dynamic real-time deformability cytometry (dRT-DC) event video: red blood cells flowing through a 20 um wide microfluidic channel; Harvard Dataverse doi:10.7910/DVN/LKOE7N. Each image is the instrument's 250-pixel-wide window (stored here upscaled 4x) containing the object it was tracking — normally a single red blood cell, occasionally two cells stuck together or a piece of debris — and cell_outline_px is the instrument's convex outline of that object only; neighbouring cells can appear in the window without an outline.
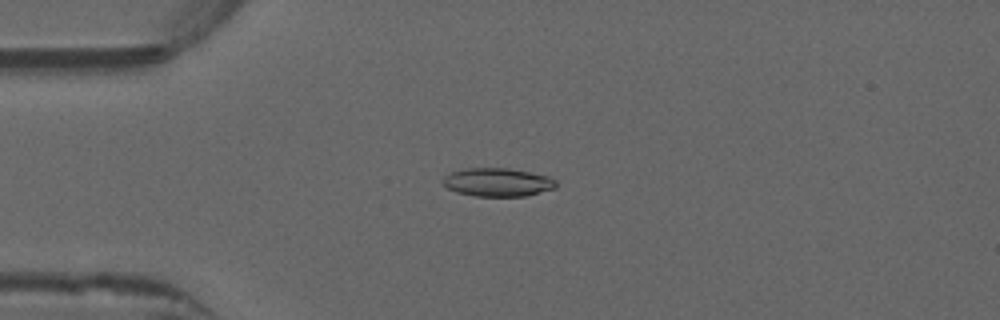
{"species": "common noctule bat (a hibernating species)", "species_latin": "Nyctalus noctula", "temperature_condition": "warm", "stored_images_in_passage": 47, "camera_frame_rate_fps": 3000, "um_per_image_px": 0.085, "animal": {"sex": "male", "forearm_length_mm": 52.5}, "frame": {"image": 1, "passage_image": 8, "time_ms": 2.333, "image_size_px": [1000, 320], "cell_outline_px": [[556, 188], [524, 196], [476, 196], [456, 192], [448, 188], [440, 180], [444, 176], [452, 172], [468, 168], [508, 168], [548, 176], [556, 180]], "centroid_in_image_um": [42.28, 15.49], "position_along_channel_um": 42.7, "area_um2": 18.61}}
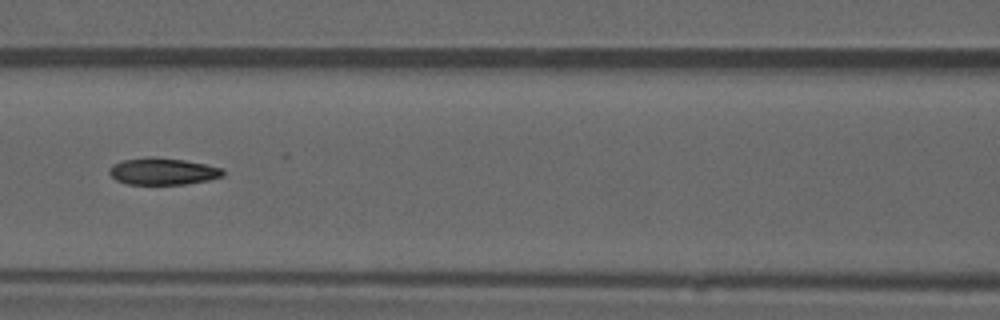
{"frame": {"image": 2, "passage_image": 18, "time_ms": 5.667, "image_size_px": [1000, 320], "cell_outline_px": [[224, 176], [208, 180], [188, 184], [128, 184], [116, 180], [108, 172], [108, 168], [112, 164], [124, 160], [148, 156], [152, 156], [184, 160], [224, 168]], "centroid_in_image_um": [13.84, 14.56], "position_along_channel_um": 152.8, "area_um2": 17.92}}
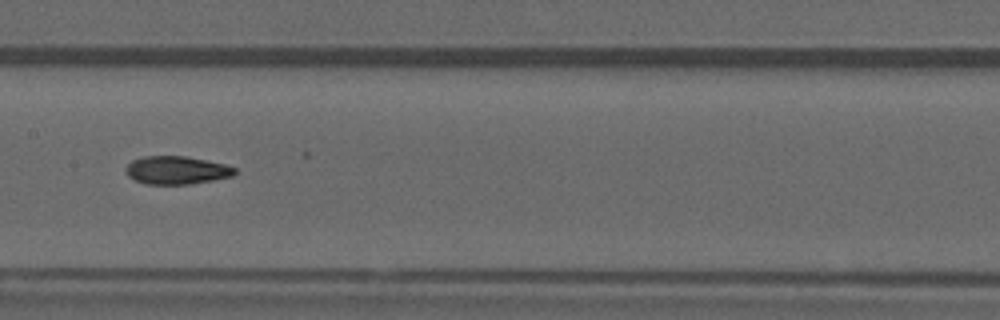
{"frame": {"image": 3, "passage_image": 21, "time_ms": 6.667, "image_size_px": [1000, 320], "cell_outline_px": [[236, 172], [232, 176], [212, 180], [188, 184], [144, 184], [128, 176], [124, 172], [124, 168], [132, 160], [144, 156], [188, 156], [224, 164], [236, 168]], "centroid_in_image_um": [14.97, 14.46], "position_along_channel_um": 192.4, "area_um2": 17.86}, "authors_computed_cell_mechanics": {"area_um2": 18.0336, "velocity_mm_per_s": 3.9699, "shape_relaxation_time_tau1_ms": null, "shape_relaxation_time_tau2_ms": 2.5251, "deformation_change_tau1": null, "deformation_change_tau2": 0.0966}}